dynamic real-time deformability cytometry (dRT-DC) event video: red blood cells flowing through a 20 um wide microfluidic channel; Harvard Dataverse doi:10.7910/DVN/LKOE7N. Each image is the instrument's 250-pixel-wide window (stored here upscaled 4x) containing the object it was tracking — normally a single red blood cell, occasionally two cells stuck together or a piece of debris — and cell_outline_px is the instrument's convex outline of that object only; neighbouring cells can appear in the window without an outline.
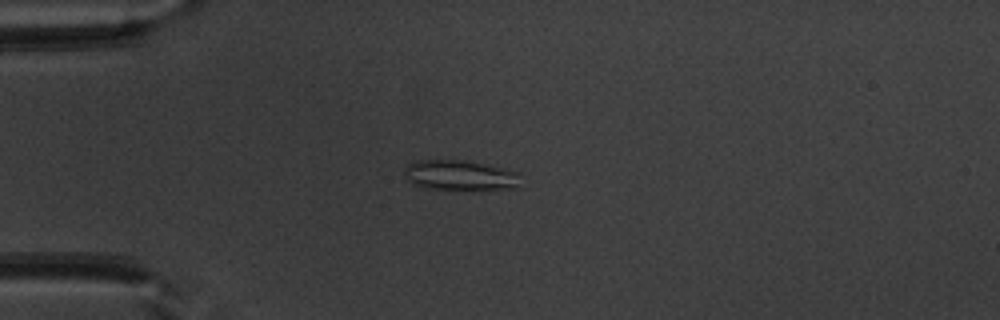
{"species": "common noctule bat (a hibernating species)", "species_latin": "Nyctalus noctula", "temperature_condition": "warm", "stored_images_in_passage": 50, "camera_frame_rate_fps": 3000, "um_per_image_px": 0.085, "animal": {"sex": "male", "body_mass_g": 20.1, "forearm_length_mm": 53.5}, "frame": {"image": 1, "passage_image": 13, "time_ms": 4.0, "image_size_px": [1000, 320], "cell_outline_px": [[520, 172], [516, 188], [424, 188], [408, 180], [404, 176], [404, 172], [408, 164], [416, 160], [460, 160]], "centroid_in_image_um": [39.03, 14.88], "position_along_channel_um": 46.0, "area_um2": 19.54}}
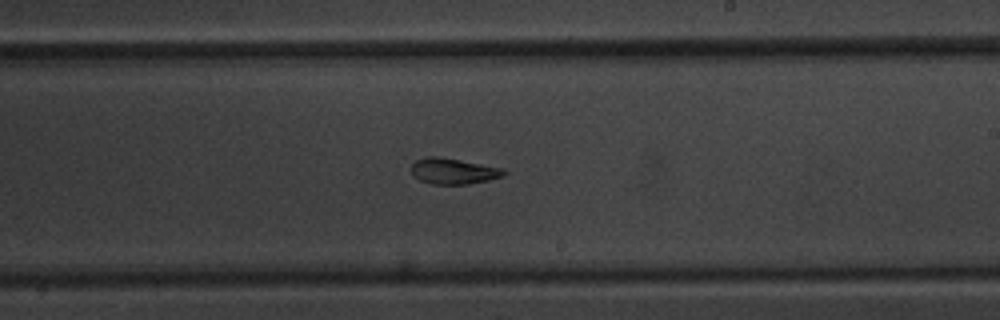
{"frame": {"image": 2, "passage_image": 30, "time_ms": 9.667, "image_size_px": [1000, 320], "cell_outline_px": [[508, 172], [504, 176], [488, 180], [468, 184], [432, 184], [420, 180], [412, 176], [412, 164], [416, 160], [428, 156], [436, 156], [460, 160], [504, 168]], "centroid_in_image_um": [38.56, 14.55], "position_along_channel_um": 250.4, "area_um2": 13.99}}
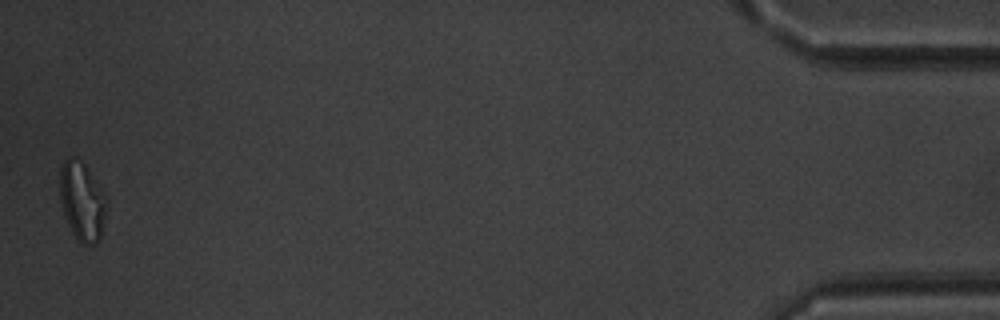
{"frame": {"image": 3, "passage_image": 50, "time_ms": 16.333, "image_size_px": [1000, 320], "cell_outline_px": [[108, 200], [104, 220], [100, 236], [96, 244], [80, 244], [72, 232], [68, 224], [60, 200], [60, 168], [64, 160], [80, 160], [84, 164]], "centroid_in_image_um": [6.98, 17.15], "position_along_channel_um": 428.2, "area_um2": 20.92}, "authors_computed_cell_mechanics": {"area_um2": 16.4152, "velocity_mm_per_s": 3.9715, "shape_relaxation_time_tau1_ms": null, "shape_relaxation_time_tau2_ms": 2.5078, "deformation_change_tau1": null, "deformation_change_tau2": 0.0877}}